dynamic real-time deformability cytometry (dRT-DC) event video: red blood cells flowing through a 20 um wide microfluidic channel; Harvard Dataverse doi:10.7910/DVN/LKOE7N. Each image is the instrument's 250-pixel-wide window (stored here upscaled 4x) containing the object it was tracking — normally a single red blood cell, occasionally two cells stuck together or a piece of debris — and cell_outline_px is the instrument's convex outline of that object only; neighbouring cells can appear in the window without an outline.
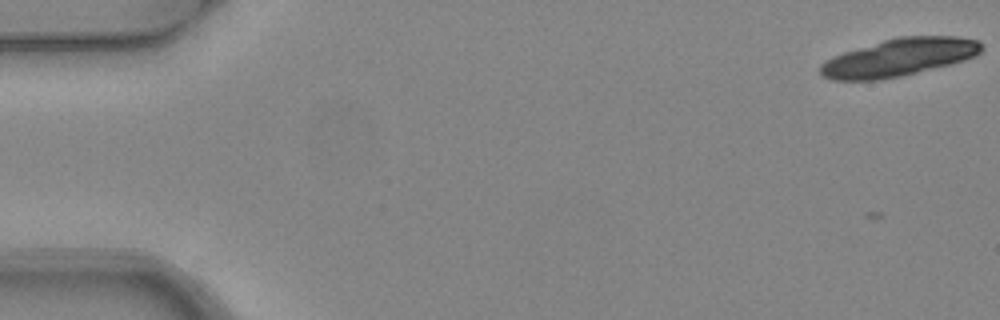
{"species": "common noctule bat (a hibernating species)", "species_latin": "Nyctalus noctula", "temperature_condition": "warm", "stored_images_in_passage": 5, "camera_frame_rate_fps": 3000, "um_per_image_px": 0.085, "animal": {"sex": "female", "body_mass_g": 24.6, "forearm_length_mm": 56.2}, "frame": {"image": 1, "passage_image": 1, "time_ms": 0.0, "image_size_px": [1000, 320], "cell_outline_px": [[984, 48], [976, 56], [952, 64], [900, 76], [880, 80], [832, 80], [820, 76], [820, 64], [824, 60], [832, 56], [844, 52], [896, 36], [956, 36], [980, 40], [984, 44]], "centroid_in_image_um": [76.43, 4.87], "position_along_channel_um": 8.6, "area_um2": 35.72}}